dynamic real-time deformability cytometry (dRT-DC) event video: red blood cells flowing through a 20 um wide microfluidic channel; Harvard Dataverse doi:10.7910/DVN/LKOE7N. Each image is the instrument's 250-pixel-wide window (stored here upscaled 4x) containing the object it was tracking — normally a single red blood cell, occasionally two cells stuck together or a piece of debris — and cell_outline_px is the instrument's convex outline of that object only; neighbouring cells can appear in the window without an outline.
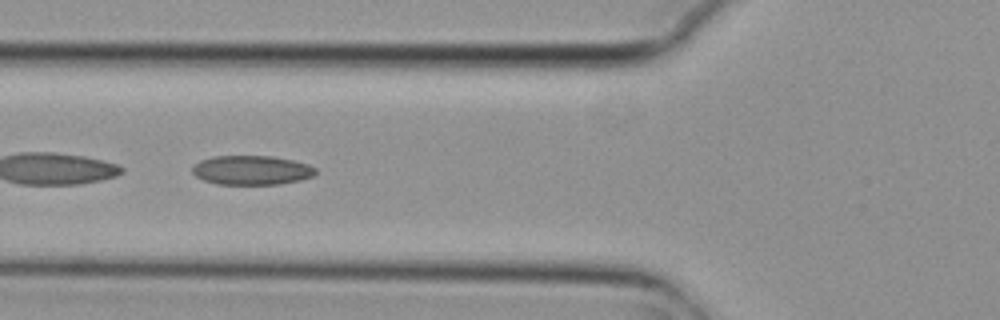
{"species": "common noctule bat (a hibernating species)", "species_latin": "Nyctalus noctula", "temperature_condition": "cold", "stored_images_in_passage": 10, "camera_frame_rate_fps": 3000, "um_per_image_px": 0.085, "animal": {"sex": "female", "body_mass_g": 29.2, "forearm_length_mm": 56.3}, "frame": {"image": 1, "passage_image": 5, "time_ms": 1.333, "image_size_px": [1000, 320], "cell_outline_px": [[316, 176], [300, 180], [280, 184], [216, 184], [204, 180], [196, 176], [192, 172], [192, 168], [200, 160], [212, 156], [272, 156], [292, 160], [308, 164], [316, 168]], "centroid_in_image_um": [21.41, 14.46], "position_along_channel_um": 104.4, "area_um2": 21.1}}
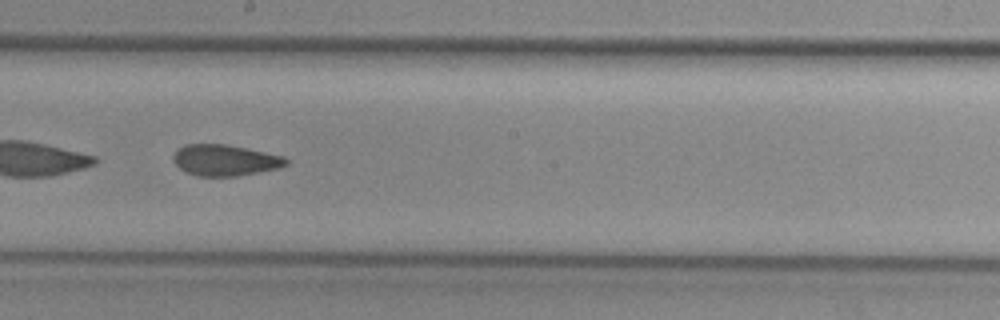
{"frame": {"image": 2, "passage_image": 8, "time_ms": 2.333, "image_size_px": [1000, 320], "cell_outline_px": [[288, 164], [280, 168], [236, 176], [196, 176], [180, 168], [172, 160], [172, 156], [184, 144], [224, 144], [284, 156], [288, 160]], "centroid_in_image_um": [19.13, 13.62], "position_along_channel_um": 229.1, "area_um2": 20.29}}
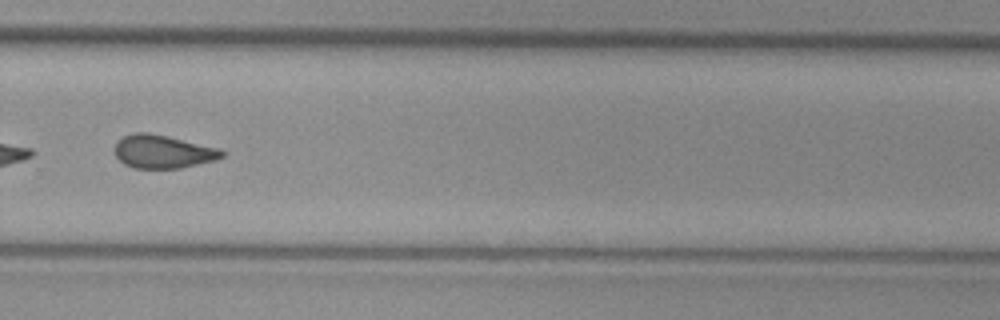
{"frame": {"image": 3, "passage_image": 10, "time_ms": 3.0, "image_size_px": [1000, 320], "cell_outline_px": [[228, 152], [224, 156], [216, 160], [180, 168], [136, 168], [124, 164], [116, 156], [116, 144], [124, 136], [132, 132], [148, 132], [168, 136], [220, 148]], "centroid_in_image_um": [13.91, 12.88], "position_along_channel_um": 315.9, "area_um2": 20.81}}